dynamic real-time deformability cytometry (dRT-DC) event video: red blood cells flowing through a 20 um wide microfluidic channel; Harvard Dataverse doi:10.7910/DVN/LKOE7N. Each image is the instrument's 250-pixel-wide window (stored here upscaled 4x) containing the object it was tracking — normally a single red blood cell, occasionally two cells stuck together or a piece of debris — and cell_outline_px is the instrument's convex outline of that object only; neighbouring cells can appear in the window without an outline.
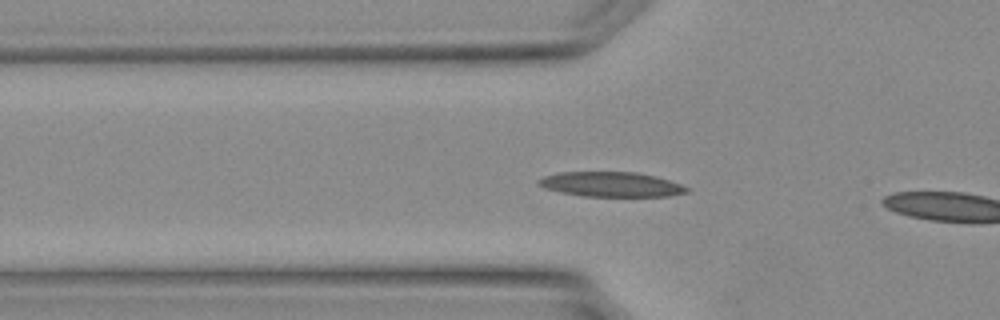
{"species": "Egyptian fruit bat (a non-hibernating species)", "species_latin": "Rousettus aegyptiacus", "temperature_condition": "warm", "stored_images_in_passage": 6, "camera_frame_rate_fps": 3000, "um_per_image_px": 0.085, "animal": {"sex": "female"}, "frame": {"image": 1, "passage_image": 4, "time_ms": 1.0, "image_size_px": [1000, 320], "cell_outline_px": [[688, 192], [668, 196], [584, 196], [560, 192], [544, 188], [536, 180], [544, 176], [560, 172], [636, 172], [656, 176], [680, 184], [688, 188]], "centroid_in_image_um": [51.93, 15.67], "position_along_channel_um": 73.9, "area_um2": 21.27}}